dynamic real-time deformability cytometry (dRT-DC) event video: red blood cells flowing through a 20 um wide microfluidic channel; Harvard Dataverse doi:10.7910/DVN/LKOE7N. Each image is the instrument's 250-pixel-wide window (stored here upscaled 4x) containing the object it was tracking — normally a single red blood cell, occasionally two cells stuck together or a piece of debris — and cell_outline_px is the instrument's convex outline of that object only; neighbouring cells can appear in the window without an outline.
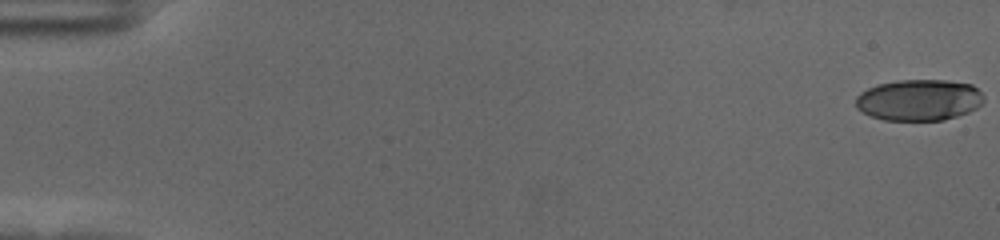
{"species": "human", "species_latin": "Homo sapiens", "temperature_condition": "cold", "stored_images_in_passage": 59, "camera_frame_rate_fps": 3000, "um_per_image_px": 0.085, "donor": {"sex": "female"}, "frame": {"image": 1, "passage_image": 1, "time_ms": 0.0, "image_size_px": [1000, 240], "cell_outline_px": [[984, 100], [976, 108], [968, 112], [944, 120], [884, 120], [872, 116], [856, 108], [856, 96], [860, 92], [876, 84], [900, 80], [948, 80], [972, 84], [984, 96]], "centroid_in_image_um": [78.11, 8.49], "position_along_channel_um": 6.9, "area_um2": 30.81}}
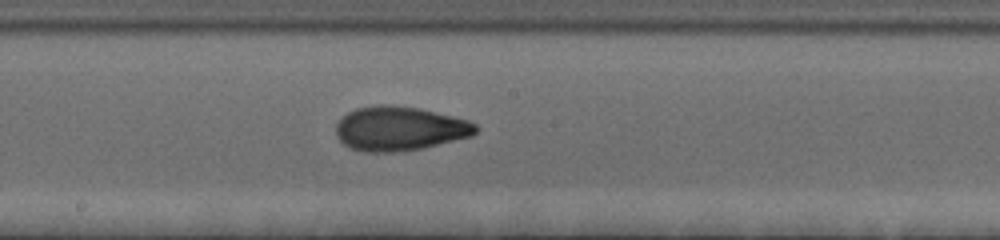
{"frame": {"image": 2, "passage_image": 33, "time_ms": 10.667, "image_size_px": [1000, 240], "cell_outline_px": [[480, 128], [472, 136], [424, 148], [392, 152], [364, 152], [348, 148], [336, 136], [336, 124], [348, 112], [356, 108], [376, 104], [388, 104], [420, 108], [468, 120], [476, 124]], "centroid_in_image_um": [33.96, 10.93], "position_along_channel_um": 214.2, "area_um2": 36.3}}
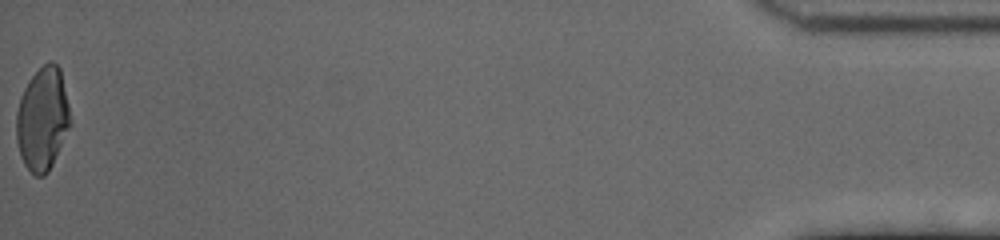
{"frame": {"image": 3, "passage_image": 59, "time_ms": 19.333, "image_size_px": [1000, 240], "cell_outline_px": [[72, 124], [48, 172], [44, 176], [36, 176], [24, 164], [20, 156], [16, 140], [16, 112], [20, 96], [28, 80], [48, 60], [52, 60], [60, 68], [72, 120]], "centroid_in_image_um": [3.62, 10.1], "position_along_channel_um": 431.6, "area_um2": 32.71}, "authors_computed_cell_mechanics": {"area_um2": 33.524, "velocity_mm_per_s": 3.5455, "shape_relaxation_time_tau1_ms": 5.1597, "shape_relaxation_time_tau2_ms": 1.3478, "deformation_change_tau1": 0.1889, "deformation_change_tau2": 0.0711}}